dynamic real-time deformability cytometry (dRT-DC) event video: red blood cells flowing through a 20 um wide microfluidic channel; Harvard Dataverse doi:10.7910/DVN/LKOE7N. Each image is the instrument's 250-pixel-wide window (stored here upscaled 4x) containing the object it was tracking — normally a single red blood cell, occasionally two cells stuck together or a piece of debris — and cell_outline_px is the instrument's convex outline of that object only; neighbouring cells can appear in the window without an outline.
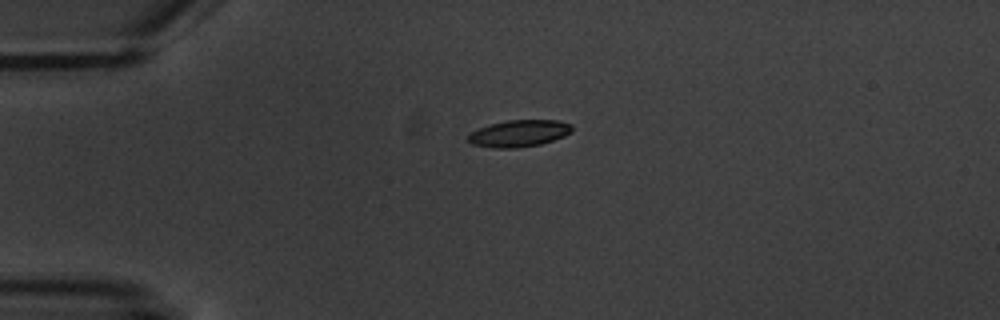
{"species": "common noctule bat (a hibernating species)", "species_latin": "Nyctalus noctula", "temperature_condition": "warm", "stored_images_in_passage": 10, "camera_frame_rate_fps": 3000, "um_per_image_px": 0.085, "animal": {"sex": "male", "body_mass_g": 20.1, "forearm_length_mm": 53.5}, "frame": {"image": 1, "passage_image": 4, "time_ms": 3.333, "image_size_px": [1000, 320], "cell_outline_px": [[572, 132], [564, 136], [540, 144], [516, 148], [492, 148], [472, 144], [468, 140], [468, 136], [472, 132], [480, 128], [492, 124], [508, 120], [560, 120], [572, 124]], "centroid_in_image_um": [44.15, 11.34], "position_along_channel_um": 40.8, "area_um2": 16.13}}
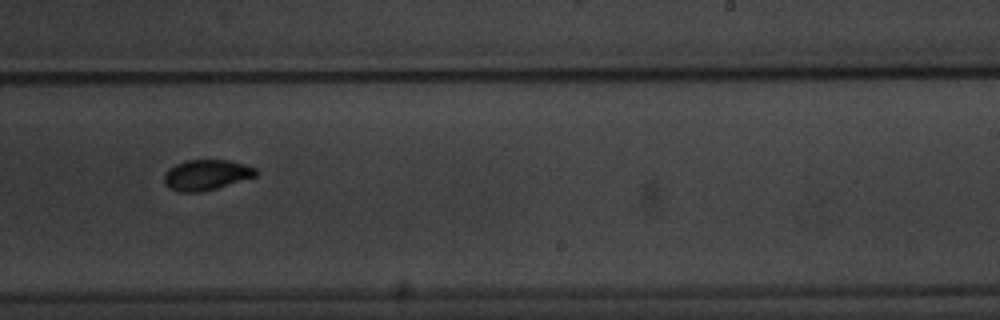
{"frame": {"image": 2, "passage_image": 10, "time_ms": 10.667, "image_size_px": [1000, 320], "cell_outline_px": [[260, 172], [256, 176], [216, 188], [200, 192], [176, 192], [168, 188], [164, 184], [164, 172], [168, 168], [184, 160], [228, 160], [244, 164], [256, 168]], "centroid_in_image_um": [17.5, 14.86], "position_along_channel_um": 271.5, "area_um2": 16.47}}